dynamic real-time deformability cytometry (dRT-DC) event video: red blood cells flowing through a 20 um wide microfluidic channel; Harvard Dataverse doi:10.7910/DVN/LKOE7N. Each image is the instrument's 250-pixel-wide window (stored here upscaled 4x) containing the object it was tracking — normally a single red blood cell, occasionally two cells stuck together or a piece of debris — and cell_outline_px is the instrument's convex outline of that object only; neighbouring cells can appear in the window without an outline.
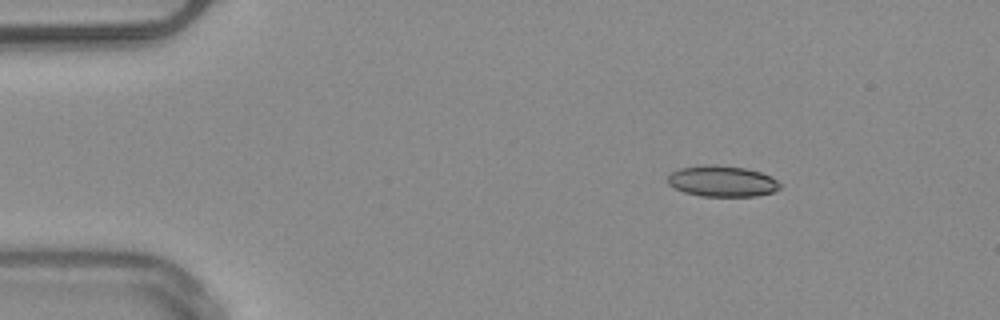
{"species": "common noctule bat (a hibernating species)", "species_latin": "Nyctalus noctula", "temperature_condition": "warm", "stored_images_in_passage": 45, "camera_frame_rate_fps": 3000, "um_per_image_px": 0.085, "animal": {"sex": "male", "body_mass_g": 20.4}, "frame": {"image": 1, "passage_image": 1, "time_ms": 0.0, "image_size_px": [1000, 320], "cell_outline_px": [[780, 188], [772, 192], [756, 196], [700, 196], [684, 192], [668, 184], [668, 176], [672, 172], [680, 168], [704, 164], [744, 168], [760, 172], [776, 180], [780, 184]], "centroid_in_image_um": [61.35, 15.41], "position_along_channel_um": 23.6, "area_um2": 20.0}}
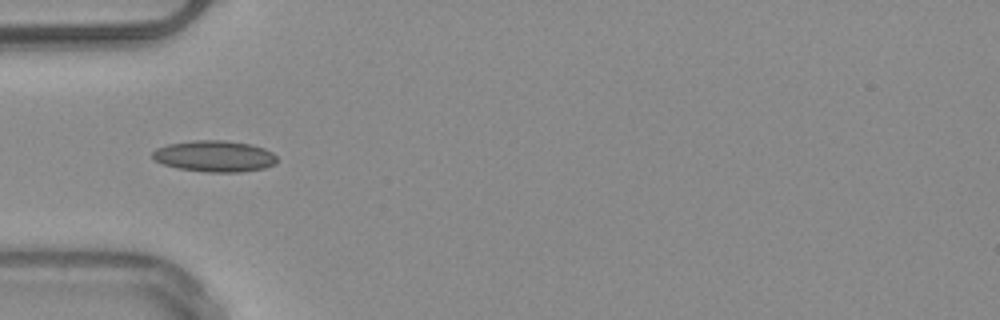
{"frame": {"image": 2, "passage_image": 10, "time_ms": 3.0, "image_size_px": [1000, 320], "cell_outline_px": [[276, 164], [264, 168], [240, 172], [208, 172], [176, 168], [164, 164], [156, 160], [152, 156], [152, 152], [156, 148], [168, 144], [192, 140], [224, 140], [252, 144], [264, 148], [272, 152], [276, 156]], "centroid_in_image_um": [18.25, 13.27], "position_along_channel_um": 66.8, "area_um2": 22.77}}
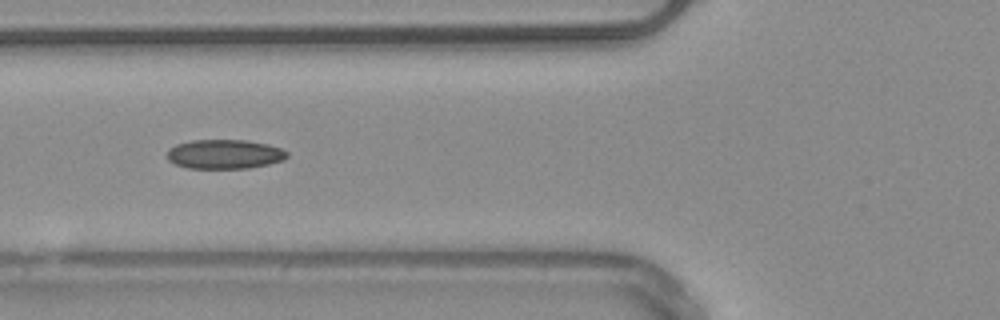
{"frame": {"image": 3, "passage_image": 13, "time_ms": 4.0, "image_size_px": [1000, 320], "cell_outline_px": [[288, 156], [284, 160], [268, 164], [248, 168], [188, 168], [176, 164], [168, 160], [168, 148], [176, 144], [192, 140], [248, 140], [268, 144], [280, 148], [288, 152]], "centroid_in_image_um": [19.1, 13.1], "position_along_channel_um": 106.7, "area_um2": 20.52}, "authors_computed_cell_mechanics": {"area_um2": 20.1722, "velocity_mm_per_s": 3.9935, "shape_relaxation_time_tau1_ms": null, "shape_relaxation_time_tau2_ms": 3.3188, "deformation_change_tau1": null, "deformation_change_tau2": 0.099}}